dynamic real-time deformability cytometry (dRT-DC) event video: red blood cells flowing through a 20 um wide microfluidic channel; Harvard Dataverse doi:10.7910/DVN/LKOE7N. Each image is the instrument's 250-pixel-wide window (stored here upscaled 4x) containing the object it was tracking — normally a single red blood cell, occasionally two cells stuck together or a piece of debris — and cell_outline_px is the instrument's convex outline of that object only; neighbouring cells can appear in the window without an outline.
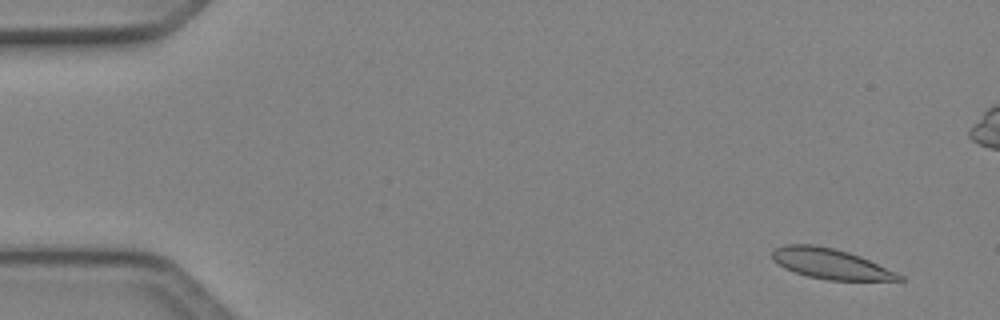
{"species": "Egyptian fruit bat (a non-hibernating species)", "species_latin": "Rousettus aegyptiacus", "temperature_condition": "cold", "stored_images_in_passage": 5, "camera_frame_rate_fps": 3000, "um_per_image_px": 0.085, "animal": {"sex": "female"}, "frame": {"image": 1, "passage_image": 2, "time_ms": 0.333, "image_size_px": [1000, 320], "cell_outline_px": [[904, 280], [828, 280], [808, 276], [784, 268], [772, 260], [772, 252], [776, 248], [784, 244], [812, 244], [832, 248], [848, 252], [860, 256], [896, 272], [904, 276]], "centroid_in_image_um": [70.57, 22.41], "position_along_channel_um": 14.4, "area_um2": 22.2}}